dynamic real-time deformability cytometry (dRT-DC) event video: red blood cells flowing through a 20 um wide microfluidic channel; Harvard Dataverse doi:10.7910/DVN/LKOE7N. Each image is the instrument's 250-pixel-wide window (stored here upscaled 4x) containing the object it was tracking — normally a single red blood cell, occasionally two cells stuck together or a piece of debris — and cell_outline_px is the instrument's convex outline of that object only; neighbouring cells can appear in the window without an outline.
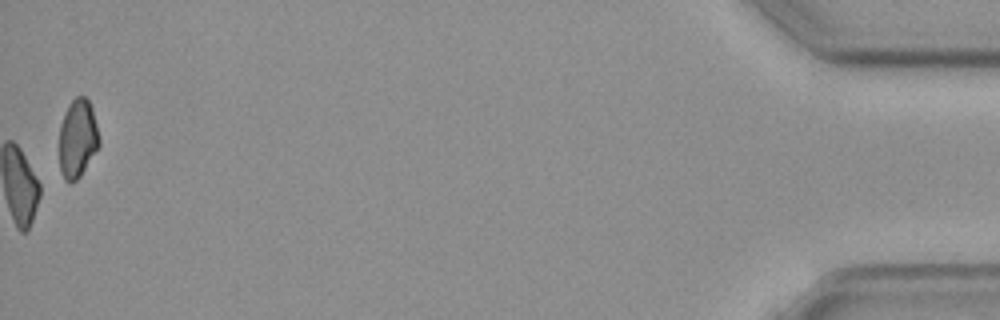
{"species": "common noctule bat (a hibernating species)", "species_latin": "Nyctalus noctula", "temperature_condition": "cold", "stored_images_in_passage": 58, "camera_frame_rate_fps": 3000, "um_per_image_px": 0.085, "animal": {"sex": "female", "body_mass_g": 19.3, "forearm_length_mm": 54.1}, "frame": {"image": 1, "passage_image": 58, "time_ms": 19.0, "image_size_px": [1000, 320], "cell_outline_px": [[100, 144], [80, 176], [76, 180], [64, 180], [60, 172], [60, 124], [68, 104], [76, 96], [84, 96], [88, 100], [92, 108], [100, 140]], "centroid_in_image_um": [6.59, 11.74], "position_along_channel_um": 428.6, "area_um2": 18.03}, "authors_computed_cell_mechanics": {"area_um2": 19.0451, "velocity_mm_per_s": 3.5897, "shape_relaxation_time_tau1_ms": 9.7187, "shape_relaxation_time_tau2_ms": null, "deformation_change_tau1": 0.2014, "deformation_change_tau2": null}}